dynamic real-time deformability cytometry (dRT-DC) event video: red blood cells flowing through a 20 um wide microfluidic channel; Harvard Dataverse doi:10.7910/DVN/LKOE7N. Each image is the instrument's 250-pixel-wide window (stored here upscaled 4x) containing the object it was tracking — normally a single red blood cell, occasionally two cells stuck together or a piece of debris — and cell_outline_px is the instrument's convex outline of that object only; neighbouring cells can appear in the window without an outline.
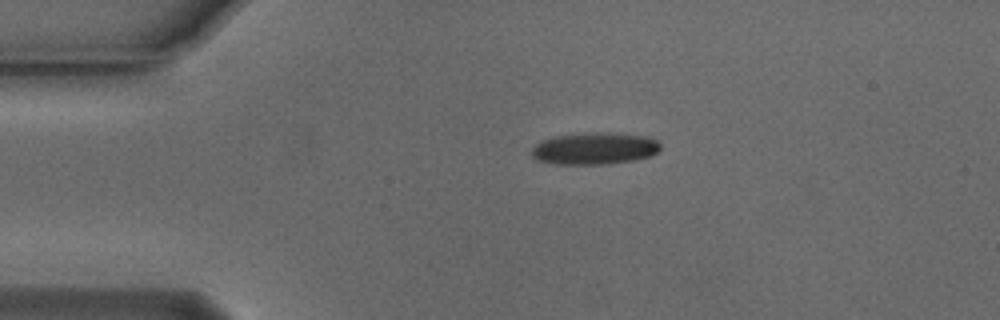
{"species": "Egyptian fruit bat (a non-hibernating species)", "species_latin": "Rousettus aegyptiacus", "temperature_condition": "cold", "stored_images_in_passage": 44, "camera_frame_rate_fps": 3000, "um_per_image_px": 0.085, "animal": {"sex": "male"}, "frame": {"image": 1, "passage_image": 1, "time_ms": 0.0, "image_size_px": [1000, 320], "cell_outline_px": [[660, 148], [652, 156], [636, 160], [608, 164], [556, 164], [540, 160], [532, 156], [532, 148], [540, 140], [556, 136], [644, 136], [656, 140], [660, 144]], "centroid_in_image_um": [50.52, 12.7], "position_along_channel_um": 34.5, "area_um2": 22.48}}
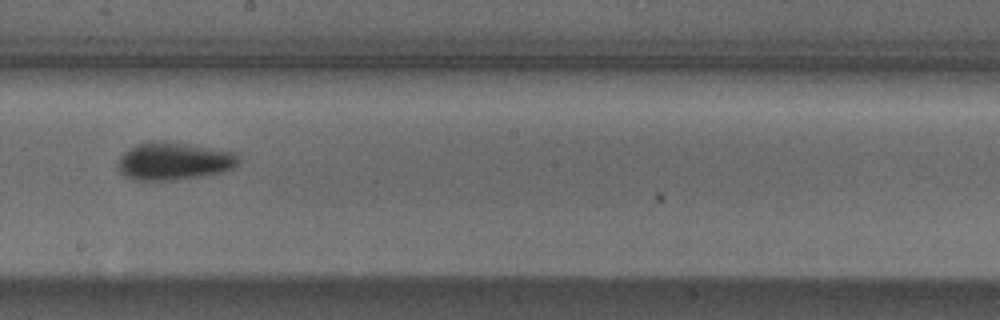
{"frame": {"image": 2, "passage_image": 20, "time_ms": 6.333, "image_size_px": [1000, 320], "cell_outline_px": [[240, 160], [232, 168], [224, 172], [204, 176], [172, 180], [132, 180], [124, 176], [120, 172], [116, 164], [120, 156], [124, 152], [136, 144], [152, 140], [164, 140], [236, 152]], "centroid_in_image_um": [14.75, 13.69], "position_along_channel_um": 233.4, "area_um2": 26.88}}
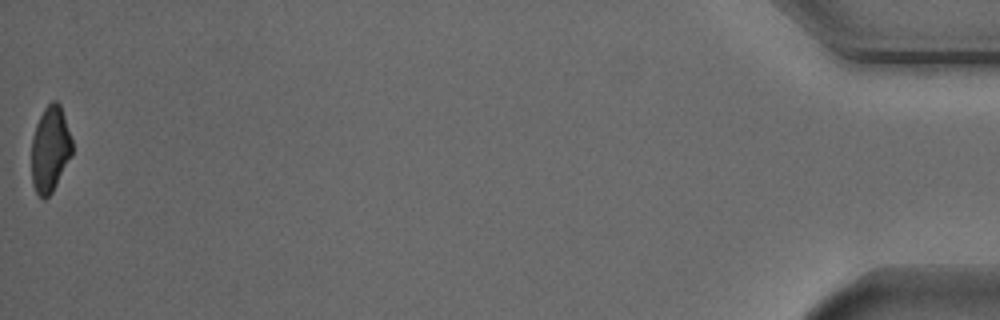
{"frame": {"image": 3, "passage_image": 44, "time_ms": 14.333, "image_size_px": [1000, 320], "cell_outline_px": [[72, 156], [52, 192], [44, 200], [36, 192], [32, 184], [32, 136], [36, 124], [44, 108], [52, 100], [56, 100], [60, 104], [72, 140]], "centroid_in_image_um": [4.26, 12.68], "position_along_channel_um": 430.9, "area_um2": 20.35}, "authors_computed_cell_mechanics": {"area_um2": 23.698, "velocity_mm_per_s": 3.765, "shape_relaxation_time_tau1_ms": 2.5996, "shape_relaxation_time_tau2_ms": null, "deformation_change_tau1": 0.1131, "deformation_change_tau2": null}}